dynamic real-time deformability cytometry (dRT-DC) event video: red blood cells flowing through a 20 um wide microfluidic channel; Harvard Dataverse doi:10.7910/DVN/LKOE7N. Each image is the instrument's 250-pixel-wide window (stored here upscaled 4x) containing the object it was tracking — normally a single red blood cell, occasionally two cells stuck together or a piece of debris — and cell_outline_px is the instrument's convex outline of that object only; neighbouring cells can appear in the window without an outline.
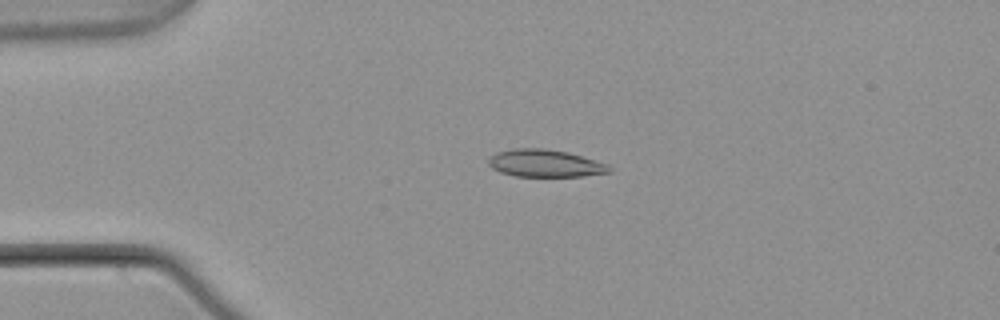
{"species": "common noctule bat (a hibernating species)", "species_latin": "Nyctalus noctula", "temperature_condition": "warm", "stored_images_in_passage": 4, "camera_frame_rate_fps": 3000, "um_per_image_px": 0.085, "animal": {"sex": "male", "body_mass_g": 21.5, "forearm_length_mm": 52.0}, "frame": {"image": 1, "passage_image": 3, "time_ms": 0.667, "image_size_px": [1000, 320], "cell_outline_px": [[612, 172], [584, 176], [516, 176], [500, 172], [492, 168], [488, 164], [488, 160], [496, 152], [512, 148], [544, 148], [568, 152], [608, 164], [612, 168]], "centroid_in_image_um": [46.34, 13.88], "position_along_channel_um": 38.7, "area_um2": 19.36}}